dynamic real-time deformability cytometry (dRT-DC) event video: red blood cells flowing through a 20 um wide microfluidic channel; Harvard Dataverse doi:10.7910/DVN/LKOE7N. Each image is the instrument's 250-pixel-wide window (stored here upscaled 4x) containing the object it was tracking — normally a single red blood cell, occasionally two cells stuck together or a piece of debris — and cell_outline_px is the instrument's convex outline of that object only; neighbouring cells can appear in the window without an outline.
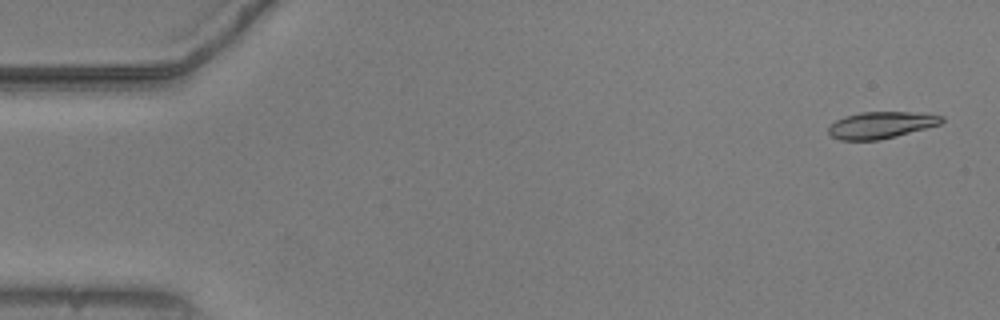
{"species": "common noctule bat (a hibernating species)", "species_latin": "Nyctalus noctula", "temperature_condition": "warm", "stored_images_in_passage": 20, "camera_frame_rate_fps": 3000, "um_per_image_px": 0.085, "animal": {"sex": "male", "body_mass_g": 20.5, "forearm_length_mm": 52.5}, "frame": {"image": 1, "passage_image": 2, "time_ms": 0.333, "image_size_px": [1000, 320], "cell_outline_px": [[944, 120], [940, 124], [896, 136], [880, 140], [840, 140], [832, 136], [828, 132], [828, 128], [836, 120], [844, 116], [860, 112], [912, 112], [944, 116]], "centroid_in_image_um": [74.87, 10.62], "position_along_channel_um": 10.1, "area_um2": 17.51}}
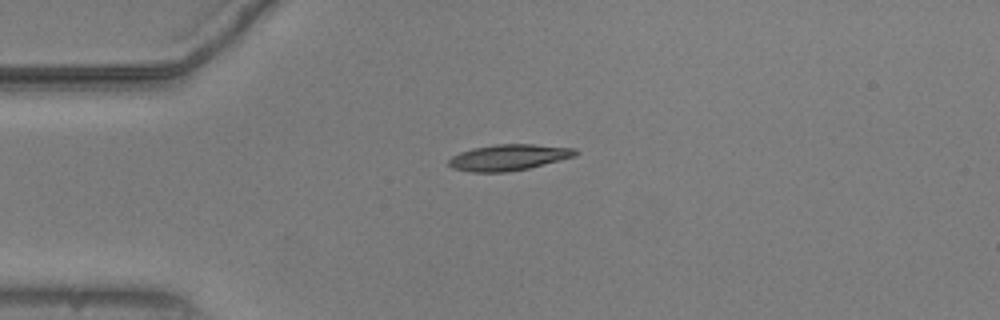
{"frame": {"image": 2, "passage_image": 13, "time_ms": 4.0, "image_size_px": [1000, 320], "cell_outline_px": [[580, 152], [576, 156], [528, 168], [508, 172], [472, 172], [452, 168], [448, 164], [448, 160], [452, 156], [460, 152], [472, 148], [496, 144], [532, 144], [576, 148]], "centroid_in_image_um": [43.24, 13.37], "position_along_channel_um": 41.8, "area_um2": 19.31}}